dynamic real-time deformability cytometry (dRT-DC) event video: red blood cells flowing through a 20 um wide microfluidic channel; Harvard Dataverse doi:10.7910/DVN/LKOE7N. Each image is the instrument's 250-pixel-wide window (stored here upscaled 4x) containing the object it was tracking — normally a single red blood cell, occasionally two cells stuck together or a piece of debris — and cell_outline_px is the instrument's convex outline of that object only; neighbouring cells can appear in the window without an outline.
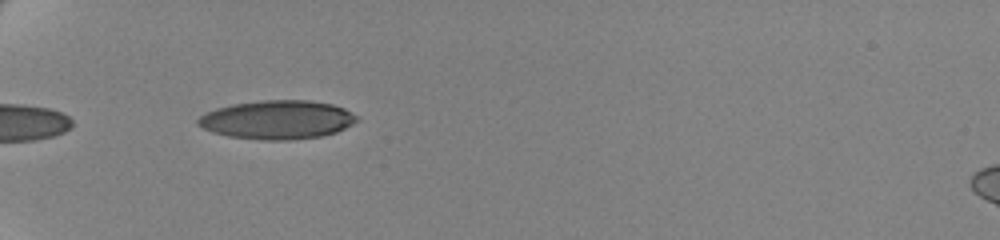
{"species": "human", "species_latin": "Homo sapiens", "temperature_condition": "cold", "stored_images_in_passage": 4, "camera_frame_rate_fps": 3000, "um_per_image_px": 0.085, "donor": {"sex": "female"}, "frame": {"image": 1, "passage_image": 2, "time_ms": 0.333, "image_size_px": [1000, 240], "cell_outline_px": [[356, 120], [352, 124], [336, 132], [320, 136], [288, 140], [264, 140], [228, 136], [212, 132], [196, 124], [196, 120], [200, 116], [216, 108], [232, 104], [260, 100], [308, 100], [332, 104], [344, 108], [356, 116]], "centroid_in_image_um": [23.53, 10.17], "position_along_channel_um": 61.5, "area_um2": 35.66}}